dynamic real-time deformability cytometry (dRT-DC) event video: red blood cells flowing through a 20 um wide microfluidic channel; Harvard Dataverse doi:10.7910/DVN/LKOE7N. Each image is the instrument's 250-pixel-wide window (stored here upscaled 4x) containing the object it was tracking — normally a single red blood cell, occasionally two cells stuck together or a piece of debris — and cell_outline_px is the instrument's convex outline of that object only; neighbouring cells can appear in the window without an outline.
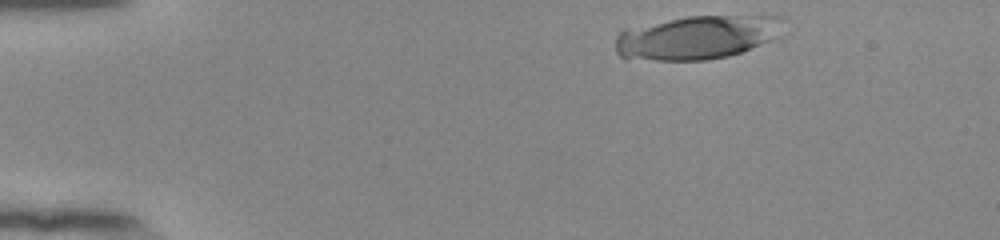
{"species": "human", "species_latin": "Homo sapiens", "temperature_condition": "room temperature", "stored_images_in_passage": 34, "camera_frame_rate_fps": 3000, "um_per_image_px": 0.085, "donor": {"sex": "female"}, "frame": {"image": 1, "passage_image": 1, "time_ms": 0.0, "image_size_px": [1000, 240], "cell_outline_px": [[780, 16], [768, 40], [760, 44], [740, 52], [728, 56], [704, 60], [624, 60], [616, 52], [616, 36], [624, 28], [688, 16], [768, 12]], "centroid_in_image_um": [59.13, 3.14], "position_along_channel_um": 25.9, "area_um2": 43.12}}